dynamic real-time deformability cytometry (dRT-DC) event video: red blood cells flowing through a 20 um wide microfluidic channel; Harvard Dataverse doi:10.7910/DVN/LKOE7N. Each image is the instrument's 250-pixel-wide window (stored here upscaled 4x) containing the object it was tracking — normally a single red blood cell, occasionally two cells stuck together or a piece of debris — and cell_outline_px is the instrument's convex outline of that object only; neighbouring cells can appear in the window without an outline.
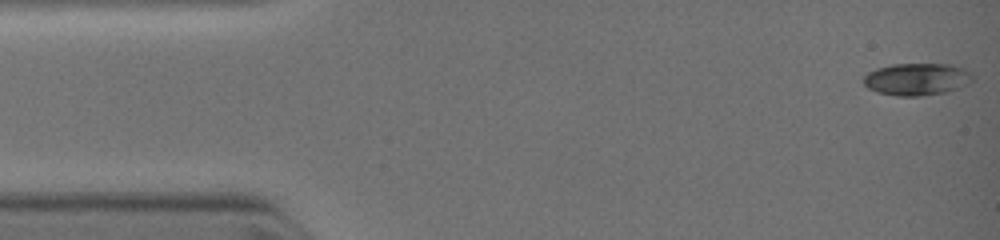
{"species": "common noctule bat (a hibernating species)", "species_latin": "Nyctalus noctula", "temperature_condition": "warm", "stored_images_in_passage": 41, "camera_frame_rate_fps": 3000, "um_per_image_px": 0.085, "animal": {"sex": "female", "body_mass_g": 19.0, "forearm_length_mm": 51.5}, "frame": {"image": 1, "passage_image": 1, "time_ms": 0.0, "image_size_px": [1000, 240], "cell_outline_px": [[972, 80], [968, 84], [944, 92], [920, 96], [896, 96], [876, 92], [868, 88], [864, 84], [864, 76], [868, 72], [876, 68], [892, 64], [948, 64], [964, 68], [972, 72]], "centroid_in_image_um": [77.91, 6.73], "position_along_channel_um": 7.1, "area_um2": 20.46}}
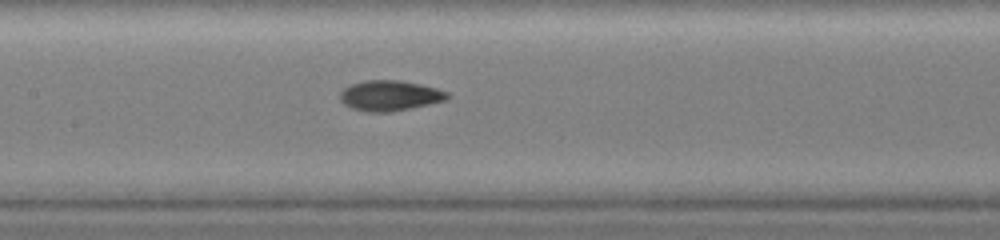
{"frame": {"image": 2, "passage_image": 21, "time_ms": 5.333, "image_size_px": [1000, 240], "cell_outline_px": [[452, 96], [448, 100], [412, 108], [392, 112], [368, 112], [352, 108], [344, 104], [340, 100], [340, 92], [344, 88], [352, 84], [364, 80], [400, 80], [420, 84], [436, 88], [448, 92]], "centroid_in_image_um": [33.17, 8.13], "position_along_channel_um": 174.2, "area_um2": 19.19}}
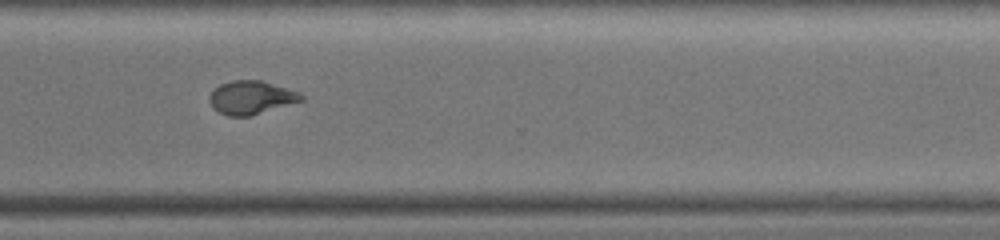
{"frame": {"image": 3, "passage_image": 40, "time_ms": 8.667, "image_size_px": [1000, 240], "cell_outline_px": [[304, 100], [252, 116], [228, 116], [212, 108], [208, 100], [208, 96], [220, 84], [232, 80], [260, 80], [288, 88], [300, 92], [304, 96]], "centroid_in_image_um": [21.36, 8.29], "position_along_channel_um": 349.2, "area_um2": 18.03}}